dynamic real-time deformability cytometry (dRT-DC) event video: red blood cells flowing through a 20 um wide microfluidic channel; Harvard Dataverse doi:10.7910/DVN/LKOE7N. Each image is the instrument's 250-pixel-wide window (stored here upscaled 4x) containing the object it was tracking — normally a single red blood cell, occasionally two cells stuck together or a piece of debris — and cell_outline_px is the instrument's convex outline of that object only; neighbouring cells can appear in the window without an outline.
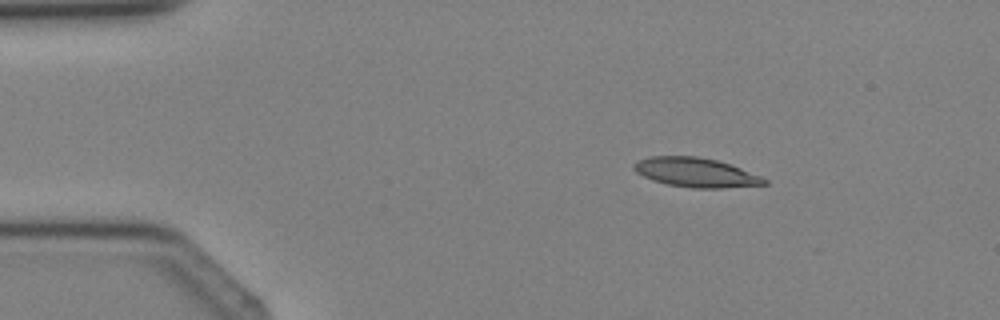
{"species": "Egyptian fruit bat (a non-hibernating species)", "species_latin": "Rousettus aegyptiacus", "temperature_condition": "cold", "stored_images_in_passage": 2, "camera_frame_rate_fps": 3000, "um_per_image_px": 0.085, "animal": {"sex": "female"}, "frame": {"image": 1, "passage_image": 1, "time_ms": 0.0, "image_size_px": [1000, 320], "cell_outline_px": [[768, 184], [720, 188], [692, 188], [668, 184], [652, 180], [636, 172], [632, 168], [632, 164], [640, 160], [652, 156], [696, 156], [716, 160], [740, 168], [760, 176], [768, 180]], "centroid_in_image_um": [59.12, 14.66], "position_along_channel_um": 25.9, "area_um2": 22.02}}